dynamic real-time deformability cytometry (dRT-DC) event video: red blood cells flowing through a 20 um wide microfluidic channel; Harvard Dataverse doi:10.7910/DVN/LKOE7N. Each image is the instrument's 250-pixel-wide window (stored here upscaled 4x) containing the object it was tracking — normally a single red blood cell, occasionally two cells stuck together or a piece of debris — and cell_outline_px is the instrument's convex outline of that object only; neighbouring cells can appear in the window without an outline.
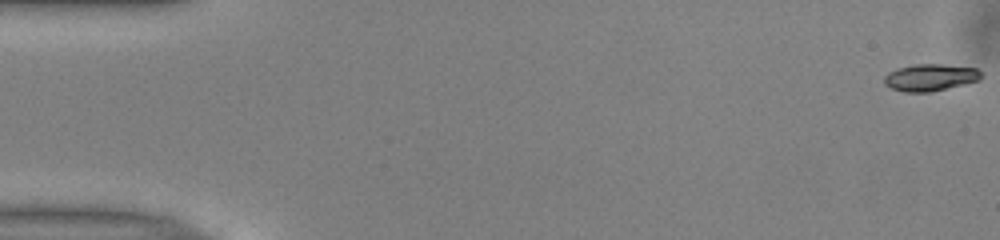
{"species": "common noctule bat (a hibernating species)", "species_latin": "Nyctalus noctula", "temperature_condition": "warm", "stored_images_in_passage": 52, "camera_frame_rate_fps": 3000, "um_per_image_px": 0.085, "animal": {"sex": "male", "body_mass_g": 13.0, "forearm_length_mm": 53.1}, "frame": {"image": 1, "passage_image": 1, "time_ms": 0.0, "image_size_px": [1000, 240], "cell_outline_px": [[984, 76], [980, 80], [932, 92], [904, 92], [892, 88], [884, 84], [884, 76], [888, 72], [896, 68], [916, 64], [940, 64], [976, 68]], "centroid_in_image_um": [79.06, 6.58], "position_along_channel_um": 5.9, "area_um2": 15.32}}
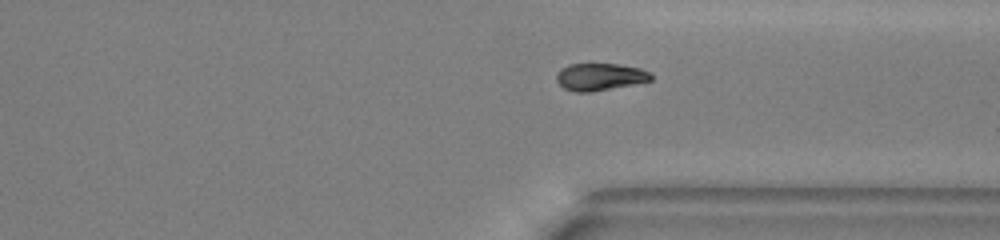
{"frame": {"image": 2, "passage_image": 39, "time_ms": 12.667, "image_size_px": [1000, 240], "cell_outline_px": [[652, 80], [592, 92], [576, 92], [564, 88], [556, 80], [556, 76], [560, 68], [568, 64], [620, 64], [640, 68], [648, 72], [652, 76]], "centroid_in_image_um": [50.96, 6.52], "position_along_channel_um": 360.4, "area_um2": 14.91}}
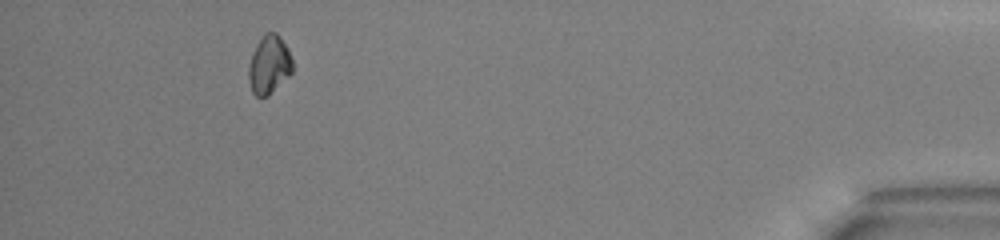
{"frame": {"image": 3, "passage_image": 48, "time_ms": 15.667, "image_size_px": [1000, 240], "cell_outline_px": [[292, 72], [268, 96], [256, 96], [252, 92], [248, 80], [248, 68], [252, 52], [256, 44], [264, 32], [276, 32], [280, 36], [288, 48], [292, 60]], "centroid_in_image_um": [22.86, 5.47], "position_along_channel_um": 412.3, "area_um2": 15.03}, "authors_computed_cell_mechanics": {"area_um2": 15.3459, "velocity_mm_per_s": 3.9778, "shape_relaxation_time_tau1_ms": 2.7178, "shape_relaxation_time_tau2_ms": null, "deformation_change_tau1": 0.0985, "deformation_change_tau2": null}}